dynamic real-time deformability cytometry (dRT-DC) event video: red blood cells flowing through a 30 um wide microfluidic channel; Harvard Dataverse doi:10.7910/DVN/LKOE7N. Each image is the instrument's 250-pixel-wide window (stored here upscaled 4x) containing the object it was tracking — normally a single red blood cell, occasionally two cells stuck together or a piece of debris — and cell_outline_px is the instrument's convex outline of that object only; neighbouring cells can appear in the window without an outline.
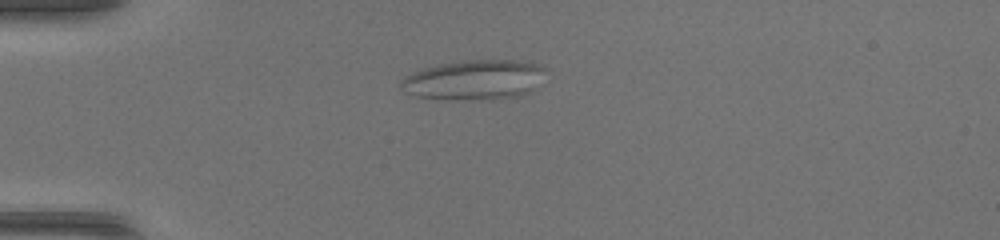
{"species": "common noctule bat (a hibernating species)", "species_latin": "Nyctalus noctula", "temperature_condition": "warm", "stored_images_in_passage": 49, "camera_frame_rate_fps": 3000, "um_per_image_px": 0.085, "animal": {"sex": "female", "body_mass_g": 17.0, "forearm_length_mm": 48.0}, "frame": {"image": 1, "passage_image": 14, "time_ms": 4.333, "image_size_px": [1000, 240], "cell_outline_px": [[544, 68], [532, 88], [528, 92], [516, 96], [500, 100], [448, 100], [412, 96], [404, 92], [400, 88], [400, 80], [404, 76], [424, 68], [440, 64], [464, 60], [528, 60], [540, 64]], "centroid_in_image_um": [40.22, 6.8], "position_along_channel_um": 44.8, "area_um2": 33.87}}
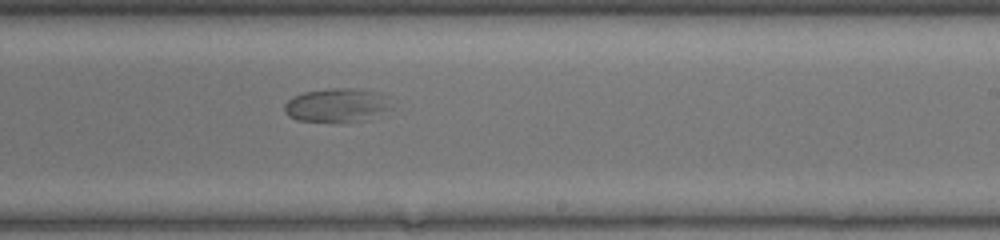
{"frame": {"image": 2, "passage_image": 31, "time_ms": 10.0, "image_size_px": [1000, 240], "cell_outline_px": [[392, 108], [364, 120], [296, 120], [288, 116], [284, 112], [284, 104], [292, 96], [304, 92], [328, 88], [356, 88], [380, 92], [388, 96]], "centroid_in_image_um": [28.63, 8.89], "position_along_channel_um": 260.4, "area_um2": 20.81}}
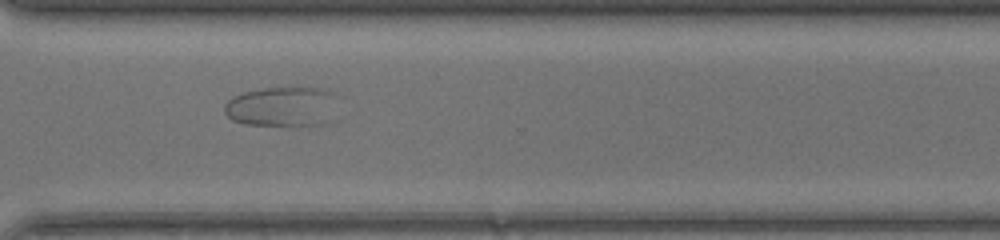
{"frame": {"image": 3, "passage_image": 37, "time_ms": 12.0, "image_size_px": [1000, 240], "cell_outline_px": [[336, 120], [328, 124], [244, 124], [232, 120], [224, 112], [224, 104], [232, 96], [244, 92], [264, 88], [288, 84], [328, 88], [336, 96]], "centroid_in_image_um": [24.09, 9.0], "position_along_channel_um": 346.5, "area_um2": 27.57}}